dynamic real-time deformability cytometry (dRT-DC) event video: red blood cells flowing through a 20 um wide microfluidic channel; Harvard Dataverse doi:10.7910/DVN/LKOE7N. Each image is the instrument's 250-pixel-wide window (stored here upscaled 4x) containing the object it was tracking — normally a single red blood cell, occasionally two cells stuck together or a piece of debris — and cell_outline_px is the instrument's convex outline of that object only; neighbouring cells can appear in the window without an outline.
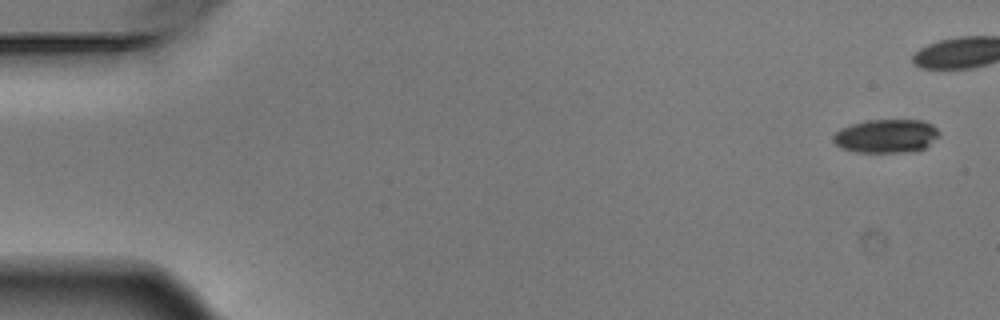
{"species": "Egyptian fruit bat (a non-hibernating species)", "species_latin": "Rousettus aegyptiacus", "temperature_condition": "warm", "stored_images_in_passage": 6, "camera_frame_rate_fps": 3000, "um_per_image_px": 0.085, "animal": {"sex": "male"}, "frame": {"image": 1, "passage_image": 1, "time_ms": 0.0, "image_size_px": [1000, 320], "cell_outline_px": [[940, 132], [924, 148], [900, 152], [856, 152], [840, 148], [832, 140], [832, 136], [840, 128], [852, 124], [868, 120], [924, 120], [932, 124]], "centroid_in_image_um": [75.27, 11.55], "position_along_channel_um": 9.7, "area_um2": 20.52}}
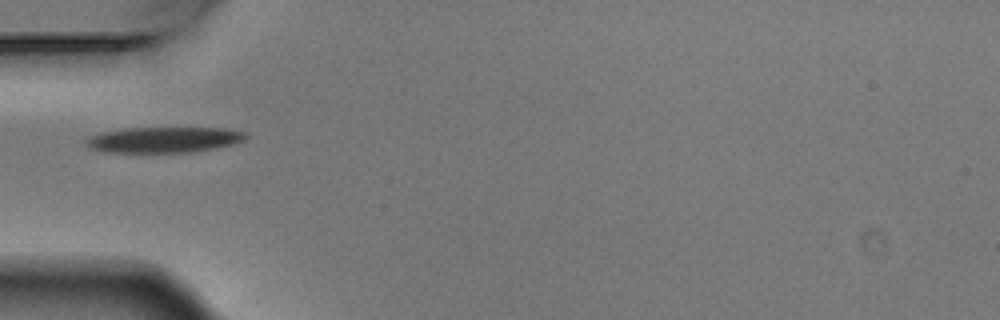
{"frame": {"image": 2, "passage_image": 6, "time_ms": 1.667, "image_size_px": [1000, 320], "cell_outline_px": [[248, 136], [244, 140], [232, 144], [216, 148], [192, 152], [108, 152], [92, 148], [84, 144], [84, 140], [100, 132], [124, 128], [224, 128], [244, 132]], "centroid_in_image_um": [13.92, 11.87], "position_along_channel_um": 71.1, "area_um2": 23.81}}